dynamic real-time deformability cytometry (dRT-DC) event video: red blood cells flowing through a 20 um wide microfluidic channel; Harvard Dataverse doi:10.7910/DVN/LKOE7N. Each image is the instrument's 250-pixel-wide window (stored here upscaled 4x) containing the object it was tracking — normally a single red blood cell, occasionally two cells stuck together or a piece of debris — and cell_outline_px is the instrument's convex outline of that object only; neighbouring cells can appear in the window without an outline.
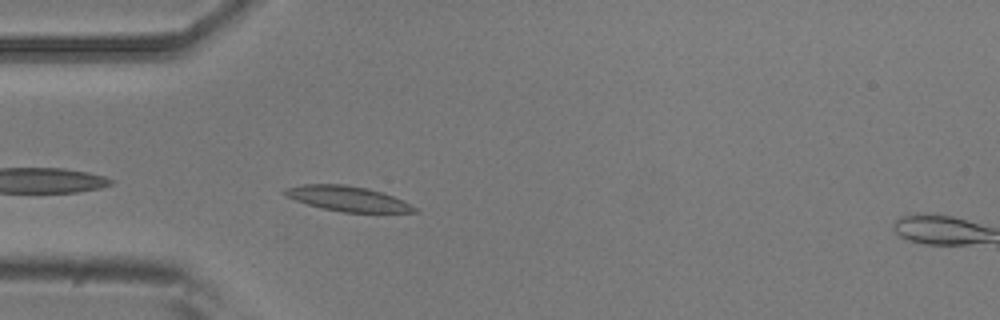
{"species": "common noctule bat (a hibernating species)", "species_latin": "Nyctalus noctula", "temperature_condition": "room temperature", "stored_images_in_passage": 6, "camera_frame_rate_fps": 3000, "um_per_image_px": 0.085, "animal": {"sex": "male", "body_mass_g": 20.5, "forearm_length_mm": 52.5}, "frame": {"image": 1, "passage_image": 5, "time_ms": 1.333, "image_size_px": [1000, 320], "cell_outline_px": [[420, 212], [344, 212], [320, 208], [296, 200], [280, 192], [284, 188], [300, 184], [344, 184], [368, 188], [392, 196], [416, 208]], "centroid_in_image_um": [29.47, 16.87], "position_along_channel_um": 55.5, "area_um2": 18.73}}